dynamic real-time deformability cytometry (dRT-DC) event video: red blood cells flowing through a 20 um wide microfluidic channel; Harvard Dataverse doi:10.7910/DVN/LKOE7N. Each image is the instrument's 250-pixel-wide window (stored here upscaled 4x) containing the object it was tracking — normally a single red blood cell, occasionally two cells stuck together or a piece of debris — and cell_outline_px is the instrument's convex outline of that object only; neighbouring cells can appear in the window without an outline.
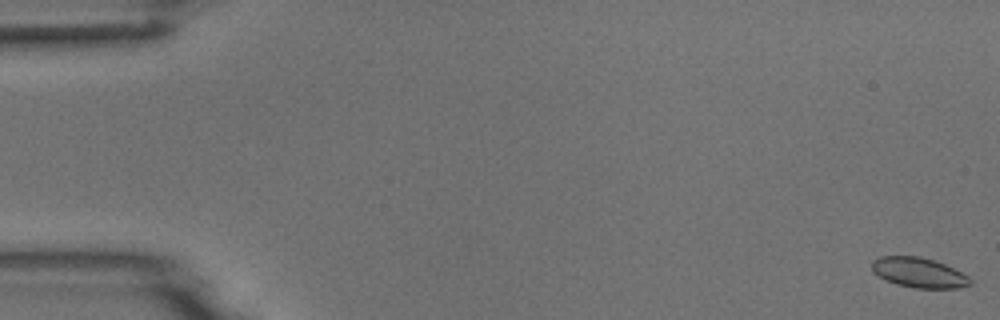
{"species": "common noctule bat (a hibernating species)", "species_latin": "Nyctalus noctula", "temperature_condition": "room temperature", "stored_images_in_passage": 54, "camera_frame_rate_fps": 3000, "um_per_image_px": 0.085, "animal": {"sex": "male", "body_mass_g": 18.8}, "frame": {"image": 1, "passage_image": 1, "time_ms": 0.0, "image_size_px": [1000, 320], "cell_outline_px": [[972, 284], [960, 288], [916, 288], [896, 284], [872, 272], [872, 260], [880, 256], [920, 256], [936, 260], [968, 276], [972, 280]], "centroid_in_image_um": [78.11, 23.16], "position_along_channel_um": 6.9, "area_um2": 17.17}}
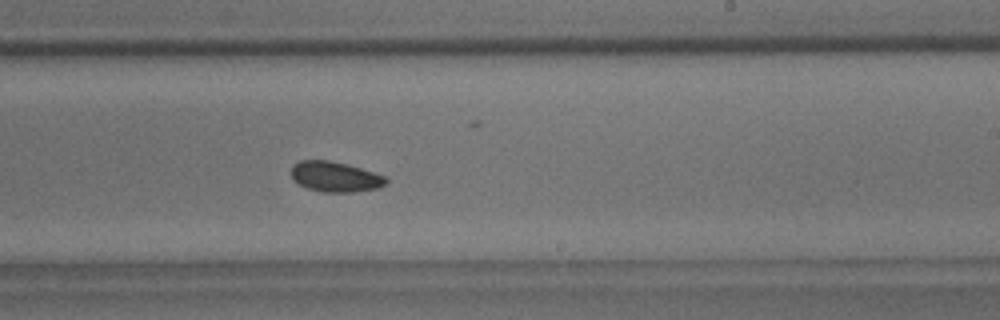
{"frame": {"image": 2, "passage_image": 33, "time_ms": 10.667, "image_size_px": [1000, 320], "cell_outline_px": [[388, 184], [376, 188], [352, 192], [324, 192], [308, 188], [292, 180], [292, 164], [300, 160], [328, 160], [348, 164], [388, 176]], "centroid_in_image_um": [28.52, 15.01], "position_along_channel_um": 260.5, "area_um2": 16.88}}
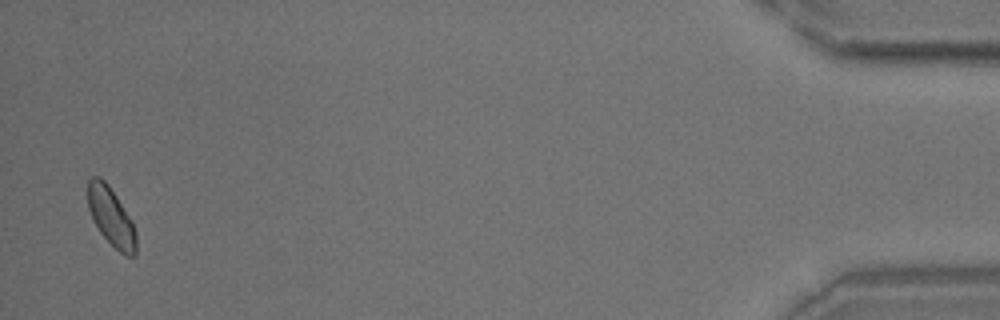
{"frame": {"image": 3, "passage_image": 53, "time_ms": 17.333, "image_size_px": [1000, 320], "cell_outline_px": [[136, 256], [128, 256], [120, 252], [100, 232], [92, 220], [88, 208], [88, 180], [92, 176], [100, 176], [108, 184], [132, 220], [136, 232]], "centroid_in_image_um": [9.44, 18.41], "position_along_channel_um": 425.8, "area_um2": 16.42}}